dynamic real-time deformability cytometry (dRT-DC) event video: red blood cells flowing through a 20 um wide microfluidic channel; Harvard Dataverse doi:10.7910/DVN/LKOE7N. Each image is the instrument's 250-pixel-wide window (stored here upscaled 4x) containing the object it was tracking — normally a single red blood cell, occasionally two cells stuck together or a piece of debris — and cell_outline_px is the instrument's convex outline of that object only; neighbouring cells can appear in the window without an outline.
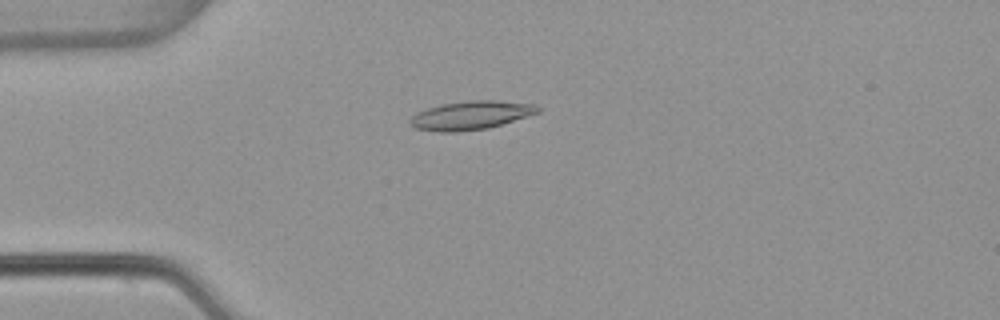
{"species": "common noctule bat (a hibernating species)", "species_latin": "Nyctalus noctula", "temperature_condition": "warm", "stored_images_in_passage": 53, "camera_frame_rate_fps": 3000, "um_per_image_px": 0.085, "animal": {"sex": "female", "body_mass_g": 22.7, "forearm_length_mm": 54.2}, "frame": {"image": 1, "passage_image": 14, "time_ms": 4.333, "image_size_px": [1000, 320], "cell_outline_px": [[540, 112], [528, 116], [488, 128], [456, 132], [440, 132], [416, 128], [408, 124], [408, 120], [416, 112], [428, 108], [444, 104], [472, 100], [496, 100], [536, 104], [540, 108]], "centroid_in_image_um": [40.02, 9.8], "position_along_channel_um": 45.0, "area_um2": 21.27}}
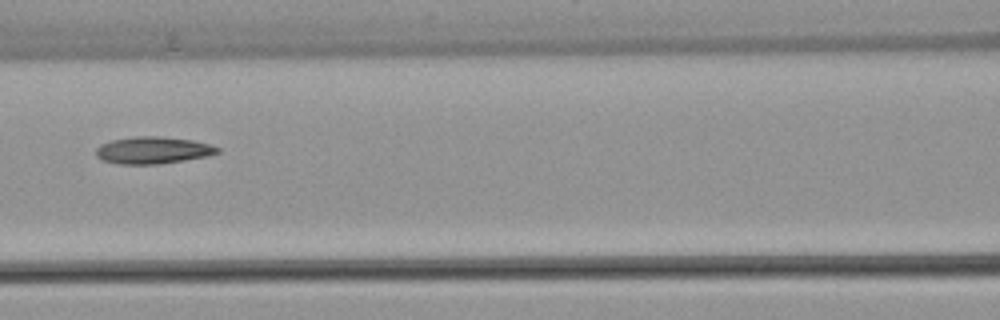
{"frame": {"image": 2, "passage_image": 24, "time_ms": 7.667, "image_size_px": [1000, 320], "cell_outline_px": [[220, 152], [208, 156], [160, 164], [116, 164], [100, 160], [96, 156], [96, 148], [100, 144], [112, 140], [136, 136], [160, 136], [192, 140], [208, 144], [220, 148]], "centroid_in_image_um": [12.97, 12.77], "position_along_channel_um": 153.6, "area_um2": 19.25}}
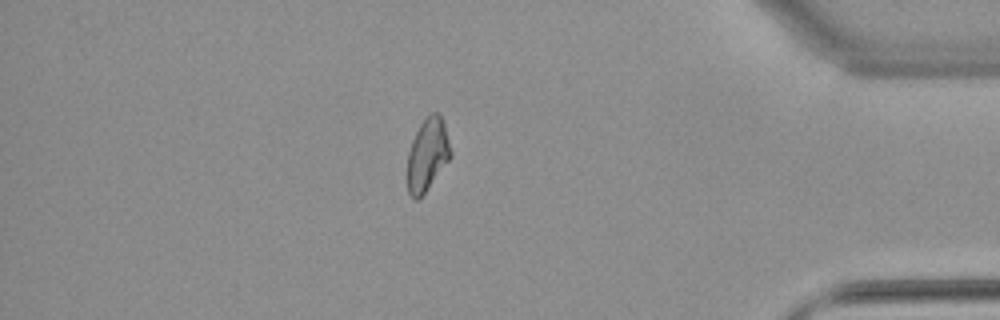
{"frame": {"image": 3, "passage_image": 46, "time_ms": 15.0, "image_size_px": [1000, 320], "cell_outline_px": [[452, 156], [424, 192], [416, 200], [408, 192], [408, 152], [412, 140], [420, 124], [432, 112], [440, 112], [444, 120], [452, 152]], "centroid_in_image_um": [36.36, 13.08], "position_along_channel_um": 398.8, "area_um2": 18.09}, "authors_computed_cell_mechanics": {"area_um2": 19.1318, "velocity_mm_per_s": 3.8414, "shape_relaxation_time_tau1_ms": null, "shape_relaxation_time_tau2_ms": 5.286, "deformation_change_tau1": null, "deformation_change_tau2": 0.1269}}